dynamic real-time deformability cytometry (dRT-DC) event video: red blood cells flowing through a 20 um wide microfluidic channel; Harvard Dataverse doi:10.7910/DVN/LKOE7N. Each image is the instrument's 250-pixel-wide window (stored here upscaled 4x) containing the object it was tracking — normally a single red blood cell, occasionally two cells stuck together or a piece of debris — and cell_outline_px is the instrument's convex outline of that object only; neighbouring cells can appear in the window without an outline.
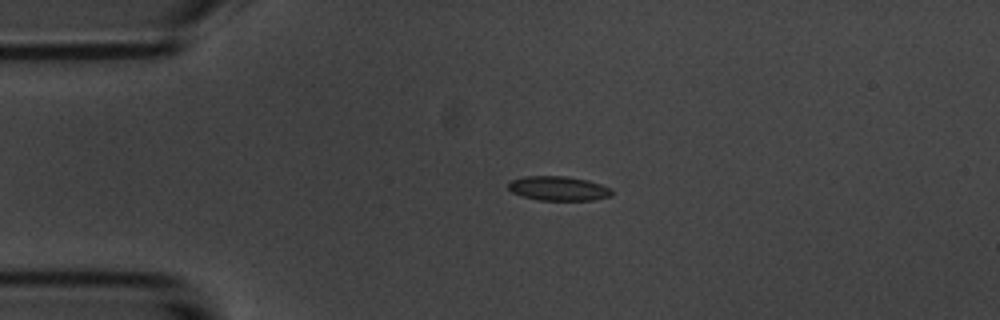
{"species": "common noctule bat (a hibernating species)", "species_latin": "Nyctalus noctula", "temperature_condition": "room temperature", "stored_images_in_passage": 3, "camera_frame_rate_fps": 3000, "um_per_image_px": 0.085, "animal": {"sex": "male", "body_mass_g": 20.1, "forearm_length_mm": 53.5}, "frame": {"image": 1, "passage_image": 3, "time_ms": 2.333, "image_size_px": [1000, 320], "cell_outline_px": [[612, 192], [608, 196], [592, 200], [540, 200], [524, 196], [512, 192], [508, 188], [508, 180], [524, 176], [568, 176], [588, 180], [612, 188]], "centroid_in_image_um": [47.44, 16.0], "position_along_channel_um": 37.6, "area_um2": 14.68}}